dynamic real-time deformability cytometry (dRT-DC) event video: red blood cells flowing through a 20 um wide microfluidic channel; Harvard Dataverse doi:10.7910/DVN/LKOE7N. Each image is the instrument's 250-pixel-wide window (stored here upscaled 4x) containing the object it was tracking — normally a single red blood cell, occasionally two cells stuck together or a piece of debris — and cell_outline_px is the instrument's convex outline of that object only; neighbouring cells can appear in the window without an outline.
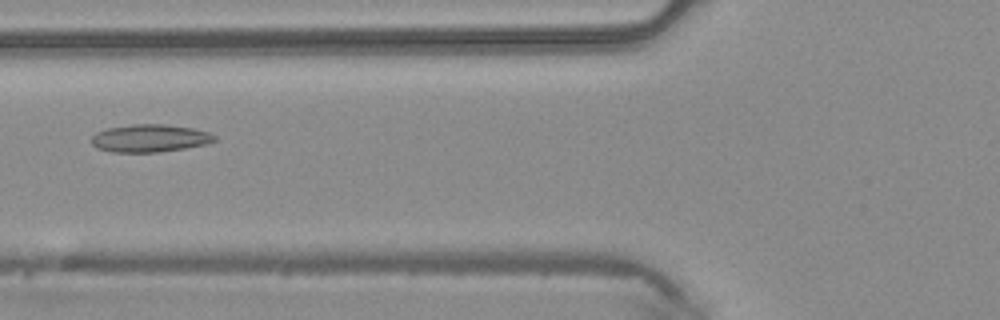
{"species": "common noctule bat (a hibernating species)", "species_latin": "Nyctalus noctula", "temperature_condition": "warm", "stored_images_in_passage": 48, "camera_frame_rate_fps": 3000, "um_per_image_px": 0.085, "animal": {"sex": "male", "body_mass_g": 20.4}, "frame": {"image": 1, "passage_image": 19, "time_ms": 6.0, "image_size_px": [1000, 320], "cell_outline_px": [[216, 140], [208, 144], [184, 148], [156, 152], [112, 152], [96, 148], [92, 144], [92, 136], [96, 132], [108, 128], [132, 124], [164, 124], [192, 128], [208, 132], [216, 136]], "centroid_in_image_um": [12.73, 11.75], "position_along_channel_um": 113.1, "area_um2": 19.83}}
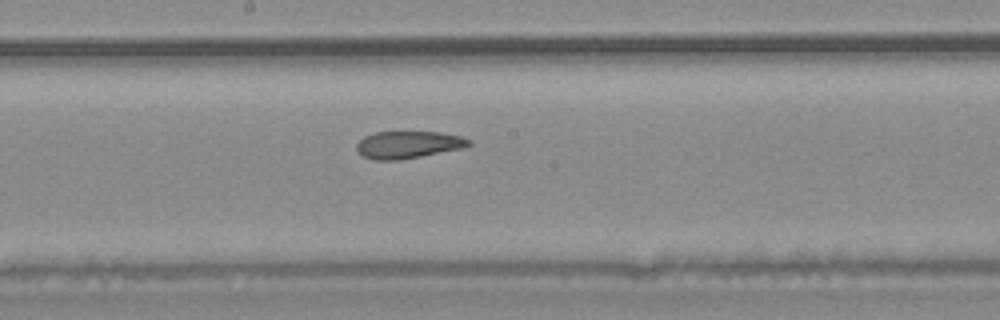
{"frame": {"image": 2, "passage_image": 26, "time_ms": 8.333, "image_size_px": [1000, 320], "cell_outline_px": [[472, 144], [460, 148], [400, 160], [372, 160], [360, 156], [356, 152], [356, 144], [364, 136], [376, 132], [440, 132], [460, 136], [472, 140]], "centroid_in_image_um": [34.63, 12.3], "position_along_channel_um": 213.6, "area_um2": 17.86}}
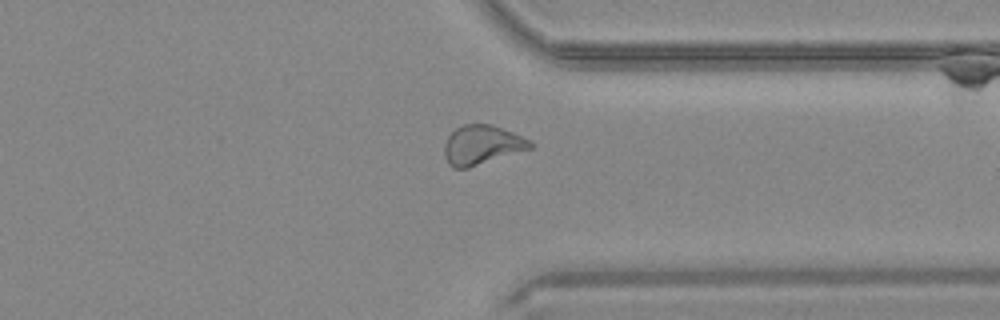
{"frame": {"image": 3, "passage_image": 37, "time_ms": 12.0, "image_size_px": [1000, 320], "cell_outline_px": [[532, 148], [468, 168], [452, 168], [448, 164], [444, 156], [444, 144], [448, 136], [456, 128], [464, 124], [492, 124], [512, 132], [528, 140], [532, 144]], "centroid_in_image_um": [40.91, 12.33], "position_along_channel_um": 370.5, "area_um2": 19.54}}